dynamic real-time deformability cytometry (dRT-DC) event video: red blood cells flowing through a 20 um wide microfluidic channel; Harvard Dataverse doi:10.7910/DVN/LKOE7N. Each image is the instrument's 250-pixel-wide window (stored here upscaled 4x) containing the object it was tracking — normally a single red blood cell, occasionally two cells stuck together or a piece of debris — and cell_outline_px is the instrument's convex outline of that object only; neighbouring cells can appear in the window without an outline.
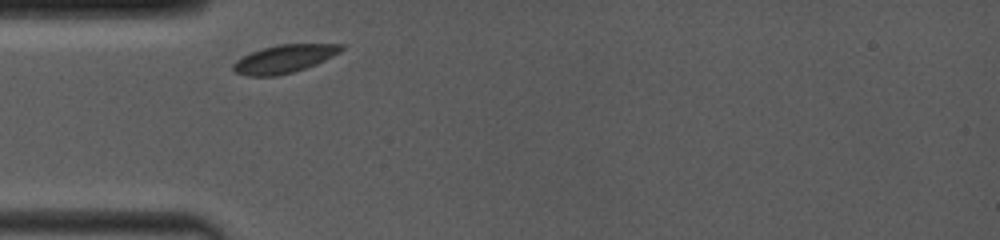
{"species": "common noctule bat (a hibernating species)", "species_latin": "Nyctalus noctula", "temperature_condition": "room temperature", "stored_images_in_passage": 22, "camera_frame_rate_fps": 4000, "um_per_image_px": 0.085, "animal": {"sex": "female", "body_mass_g": 19.0, "forearm_length_mm": 53.3}, "frame": {"image": 1, "passage_image": 1, "time_ms": 0.0, "image_size_px": [1000, 240], "cell_outline_px": [[344, 48], [340, 52], [316, 64], [292, 72], [276, 76], [248, 76], [236, 72], [232, 68], [232, 64], [236, 60], [252, 52], [264, 48], [280, 44], [344, 44]], "centroid_in_image_um": [24.16, 5.0], "position_along_channel_um": 60.8, "area_um2": 17.4}}
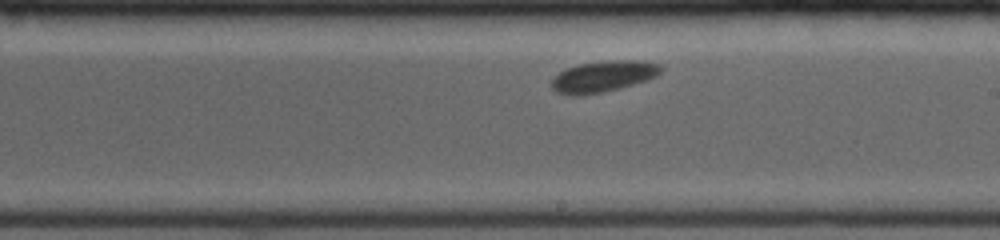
{"frame": {"image": 2, "passage_image": 11, "time_ms": 4.75, "image_size_px": [1000, 240], "cell_outline_px": [[664, 68], [656, 76], [648, 80], [600, 92], [576, 96], [572, 96], [556, 92], [552, 88], [552, 80], [560, 72], [568, 68], [580, 64], [604, 60], [644, 60], [660, 64]], "centroid_in_image_um": [51.31, 6.47], "position_along_channel_um": 237.7, "area_um2": 19.71}}
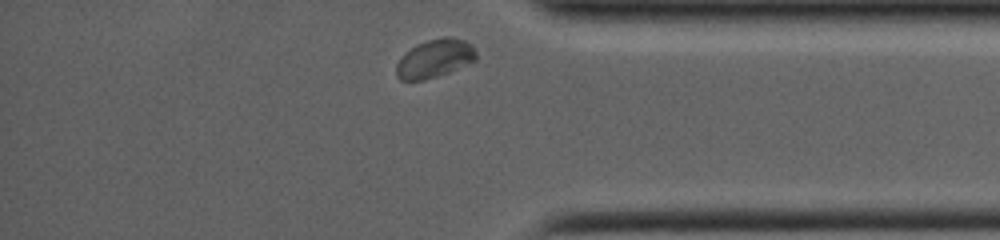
{"frame": {"image": 3, "passage_image": 22, "time_ms": 9.0, "image_size_px": [1000, 240], "cell_outline_px": [[476, 60], [472, 64], [424, 80], [400, 80], [396, 76], [396, 64], [400, 56], [404, 52], [416, 44], [428, 40], [444, 36], [448, 36], [464, 40], [472, 44], [476, 52]], "centroid_in_image_um": [36.95, 4.96], "position_along_channel_um": 398.2, "area_um2": 18.15}, "authors_computed_cell_mechanics": {"area_um2": 18.207, "velocity_mm_per_s": 3.8017, "shape_relaxation_time_tau1_ms": 0.7406, "shape_relaxation_time_tau2_ms": null, "deformation_change_tau1": 0.0299, "deformation_change_tau2": null}}